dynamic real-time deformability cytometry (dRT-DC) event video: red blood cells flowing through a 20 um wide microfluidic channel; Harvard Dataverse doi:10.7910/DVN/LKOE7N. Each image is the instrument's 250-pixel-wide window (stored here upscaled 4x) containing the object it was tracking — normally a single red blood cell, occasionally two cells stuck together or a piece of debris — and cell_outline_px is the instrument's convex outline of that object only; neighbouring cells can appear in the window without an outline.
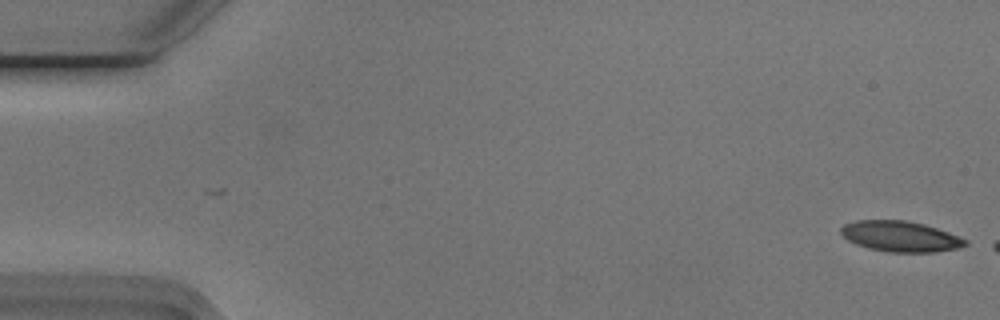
{"species": "Egyptian fruit bat (a non-hibernating species)", "species_latin": "Rousettus aegyptiacus", "temperature_condition": "cold", "stored_images_in_passage": 2, "camera_frame_rate_fps": 3000, "um_per_image_px": 0.085, "animal": {"sex": "male"}, "frame": {"image": 1, "passage_image": 2, "time_ms": 0.333, "image_size_px": [1000, 320], "cell_outline_px": [[968, 244], [956, 248], [936, 252], [888, 252], [868, 248], [856, 244], [848, 240], [840, 232], [840, 228], [844, 224], [856, 220], [904, 220], [924, 224], [948, 232], [968, 240]], "centroid_in_image_um": [76.52, 20.09], "position_along_channel_um": 8.5, "area_um2": 22.14}}